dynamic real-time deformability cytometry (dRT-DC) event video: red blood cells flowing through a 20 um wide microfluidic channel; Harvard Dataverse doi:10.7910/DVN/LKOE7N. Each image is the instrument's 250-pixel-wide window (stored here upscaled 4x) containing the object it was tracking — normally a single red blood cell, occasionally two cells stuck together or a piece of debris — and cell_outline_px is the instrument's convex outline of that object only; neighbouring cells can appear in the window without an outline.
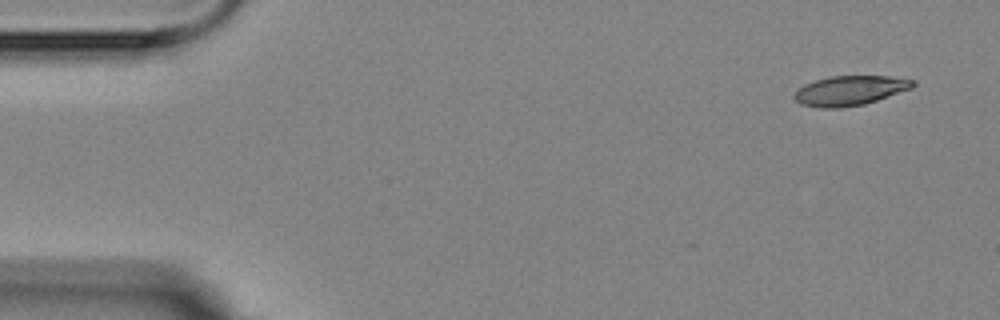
{"species": "Egyptian fruit bat (a non-hibernating species)", "species_latin": "Rousettus aegyptiacus", "temperature_condition": "room temperature", "stored_images_in_passage": 4, "camera_frame_rate_fps": 3000, "um_per_image_px": 0.085, "animal": {"sex": "female"}, "frame": {"image": 1, "passage_image": 1, "time_ms": 0.0, "image_size_px": [1000, 320], "cell_outline_px": [[916, 84], [912, 88], [864, 104], [840, 108], [820, 108], [800, 104], [792, 96], [804, 84], [816, 80], [832, 76], [888, 76], [916, 80]], "centroid_in_image_um": [72.24, 7.7], "position_along_channel_um": 12.8, "area_um2": 20.4}}
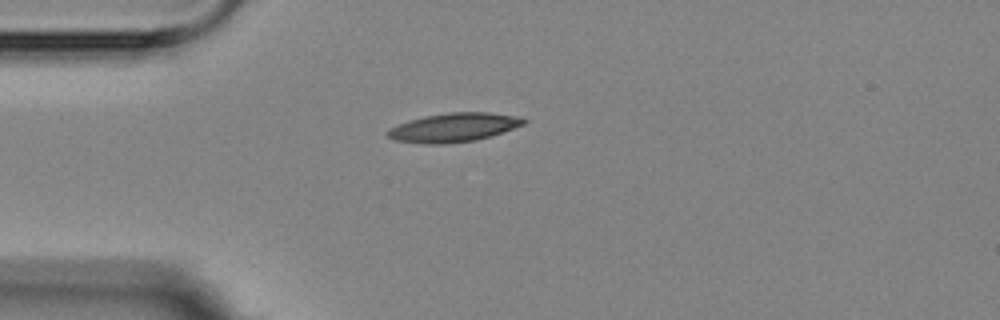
{"frame": {"image": 2, "passage_image": 4, "time_ms": 3.667, "image_size_px": [1000, 320], "cell_outline_px": [[528, 120], [524, 124], [492, 136], [476, 140], [448, 144], [424, 144], [396, 140], [388, 136], [384, 132], [388, 128], [424, 116], [448, 112], [488, 112], [520, 116]], "centroid_in_image_um": [38.59, 10.83], "position_along_channel_um": 46.4, "area_um2": 23.0}}